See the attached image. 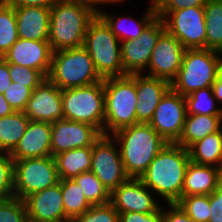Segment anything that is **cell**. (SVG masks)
Wrapping results in <instances>:
<instances>
[{
  "label": "cell",
  "instance_id": "obj_41",
  "mask_svg": "<svg viewBox=\"0 0 222 222\" xmlns=\"http://www.w3.org/2000/svg\"><path fill=\"white\" fill-rule=\"evenodd\" d=\"M162 207V222H195L189 217L178 203H166Z\"/></svg>",
  "mask_w": 222,
  "mask_h": 222
},
{
  "label": "cell",
  "instance_id": "obj_2",
  "mask_svg": "<svg viewBox=\"0 0 222 222\" xmlns=\"http://www.w3.org/2000/svg\"><path fill=\"white\" fill-rule=\"evenodd\" d=\"M119 146L125 172L140 179L149 164L168 143L149 124L138 123L111 135Z\"/></svg>",
  "mask_w": 222,
  "mask_h": 222
},
{
  "label": "cell",
  "instance_id": "obj_35",
  "mask_svg": "<svg viewBox=\"0 0 222 222\" xmlns=\"http://www.w3.org/2000/svg\"><path fill=\"white\" fill-rule=\"evenodd\" d=\"M70 222H119V212L110 202L92 205L86 212L74 217Z\"/></svg>",
  "mask_w": 222,
  "mask_h": 222
},
{
  "label": "cell",
  "instance_id": "obj_23",
  "mask_svg": "<svg viewBox=\"0 0 222 222\" xmlns=\"http://www.w3.org/2000/svg\"><path fill=\"white\" fill-rule=\"evenodd\" d=\"M221 179V168L198 165L190 161L185 173L182 196L210 195L216 190Z\"/></svg>",
  "mask_w": 222,
  "mask_h": 222
},
{
  "label": "cell",
  "instance_id": "obj_31",
  "mask_svg": "<svg viewBox=\"0 0 222 222\" xmlns=\"http://www.w3.org/2000/svg\"><path fill=\"white\" fill-rule=\"evenodd\" d=\"M19 39L15 9L5 0H0V57Z\"/></svg>",
  "mask_w": 222,
  "mask_h": 222
},
{
  "label": "cell",
  "instance_id": "obj_13",
  "mask_svg": "<svg viewBox=\"0 0 222 222\" xmlns=\"http://www.w3.org/2000/svg\"><path fill=\"white\" fill-rule=\"evenodd\" d=\"M187 115L186 100L170 88L154 111L149 125L168 143H176L182 135Z\"/></svg>",
  "mask_w": 222,
  "mask_h": 222
},
{
  "label": "cell",
  "instance_id": "obj_32",
  "mask_svg": "<svg viewBox=\"0 0 222 222\" xmlns=\"http://www.w3.org/2000/svg\"><path fill=\"white\" fill-rule=\"evenodd\" d=\"M187 114L222 115V106H216L212 87H205L185 96Z\"/></svg>",
  "mask_w": 222,
  "mask_h": 222
},
{
  "label": "cell",
  "instance_id": "obj_48",
  "mask_svg": "<svg viewBox=\"0 0 222 222\" xmlns=\"http://www.w3.org/2000/svg\"><path fill=\"white\" fill-rule=\"evenodd\" d=\"M14 110L9 105L8 101L0 94V117L11 115Z\"/></svg>",
  "mask_w": 222,
  "mask_h": 222
},
{
  "label": "cell",
  "instance_id": "obj_11",
  "mask_svg": "<svg viewBox=\"0 0 222 222\" xmlns=\"http://www.w3.org/2000/svg\"><path fill=\"white\" fill-rule=\"evenodd\" d=\"M165 31L162 18L155 17L137 39L121 42L122 67L126 75L143 74L147 70L153 48Z\"/></svg>",
  "mask_w": 222,
  "mask_h": 222
},
{
  "label": "cell",
  "instance_id": "obj_15",
  "mask_svg": "<svg viewBox=\"0 0 222 222\" xmlns=\"http://www.w3.org/2000/svg\"><path fill=\"white\" fill-rule=\"evenodd\" d=\"M102 133L94 126L77 121L60 119L51 123V154L92 146Z\"/></svg>",
  "mask_w": 222,
  "mask_h": 222
},
{
  "label": "cell",
  "instance_id": "obj_42",
  "mask_svg": "<svg viewBox=\"0 0 222 222\" xmlns=\"http://www.w3.org/2000/svg\"><path fill=\"white\" fill-rule=\"evenodd\" d=\"M119 222H162V206L149 214L139 212L119 213Z\"/></svg>",
  "mask_w": 222,
  "mask_h": 222
},
{
  "label": "cell",
  "instance_id": "obj_36",
  "mask_svg": "<svg viewBox=\"0 0 222 222\" xmlns=\"http://www.w3.org/2000/svg\"><path fill=\"white\" fill-rule=\"evenodd\" d=\"M14 161L10 153L0 152V200L14 197Z\"/></svg>",
  "mask_w": 222,
  "mask_h": 222
},
{
  "label": "cell",
  "instance_id": "obj_14",
  "mask_svg": "<svg viewBox=\"0 0 222 222\" xmlns=\"http://www.w3.org/2000/svg\"><path fill=\"white\" fill-rule=\"evenodd\" d=\"M185 50L176 37L165 31L153 48L151 60L144 74L171 83L181 68Z\"/></svg>",
  "mask_w": 222,
  "mask_h": 222
},
{
  "label": "cell",
  "instance_id": "obj_4",
  "mask_svg": "<svg viewBox=\"0 0 222 222\" xmlns=\"http://www.w3.org/2000/svg\"><path fill=\"white\" fill-rule=\"evenodd\" d=\"M105 121L103 135L137 124L136 74L104 79Z\"/></svg>",
  "mask_w": 222,
  "mask_h": 222
},
{
  "label": "cell",
  "instance_id": "obj_47",
  "mask_svg": "<svg viewBox=\"0 0 222 222\" xmlns=\"http://www.w3.org/2000/svg\"><path fill=\"white\" fill-rule=\"evenodd\" d=\"M213 94L216 100L222 104V65L219 69V73L215 83L212 85Z\"/></svg>",
  "mask_w": 222,
  "mask_h": 222
},
{
  "label": "cell",
  "instance_id": "obj_18",
  "mask_svg": "<svg viewBox=\"0 0 222 222\" xmlns=\"http://www.w3.org/2000/svg\"><path fill=\"white\" fill-rule=\"evenodd\" d=\"M24 202L29 222H70L65 215L61 179L55 186L30 194Z\"/></svg>",
  "mask_w": 222,
  "mask_h": 222
},
{
  "label": "cell",
  "instance_id": "obj_8",
  "mask_svg": "<svg viewBox=\"0 0 222 222\" xmlns=\"http://www.w3.org/2000/svg\"><path fill=\"white\" fill-rule=\"evenodd\" d=\"M64 119L96 127L103 134L105 121L104 79L92 85L62 90Z\"/></svg>",
  "mask_w": 222,
  "mask_h": 222
},
{
  "label": "cell",
  "instance_id": "obj_45",
  "mask_svg": "<svg viewBox=\"0 0 222 222\" xmlns=\"http://www.w3.org/2000/svg\"><path fill=\"white\" fill-rule=\"evenodd\" d=\"M13 7L39 6L51 8L58 0H5Z\"/></svg>",
  "mask_w": 222,
  "mask_h": 222
},
{
  "label": "cell",
  "instance_id": "obj_46",
  "mask_svg": "<svg viewBox=\"0 0 222 222\" xmlns=\"http://www.w3.org/2000/svg\"><path fill=\"white\" fill-rule=\"evenodd\" d=\"M11 83L12 79L9 74V63L0 57V94H4Z\"/></svg>",
  "mask_w": 222,
  "mask_h": 222
},
{
  "label": "cell",
  "instance_id": "obj_43",
  "mask_svg": "<svg viewBox=\"0 0 222 222\" xmlns=\"http://www.w3.org/2000/svg\"><path fill=\"white\" fill-rule=\"evenodd\" d=\"M209 198L211 211L209 222H222V179Z\"/></svg>",
  "mask_w": 222,
  "mask_h": 222
},
{
  "label": "cell",
  "instance_id": "obj_29",
  "mask_svg": "<svg viewBox=\"0 0 222 222\" xmlns=\"http://www.w3.org/2000/svg\"><path fill=\"white\" fill-rule=\"evenodd\" d=\"M204 17L206 49L222 53V0H207Z\"/></svg>",
  "mask_w": 222,
  "mask_h": 222
},
{
  "label": "cell",
  "instance_id": "obj_10",
  "mask_svg": "<svg viewBox=\"0 0 222 222\" xmlns=\"http://www.w3.org/2000/svg\"><path fill=\"white\" fill-rule=\"evenodd\" d=\"M91 172L111 193L120 184L126 182L127 176L117 142L111 135H101L92 145Z\"/></svg>",
  "mask_w": 222,
  "mask_h": 222
},
{
  "label": "cell",
  "instance_id": "obj_30",
  "mask_svg": "<svg viewBox=\"0 0 222 222\" xmlns=\"http://www.w3.org/2000/svg\"><path fill=\"white\" fill-rule=\"evenodd\" d=\"M61 191L65 215L70 221L92 206L74 179H61Z\"/></svg>",
  "mask_w": 222,
  "mask_h": 222
},
{
  "label": "cell",
  "instance_id": "obj_44",
  "mask_svg": "<svg viewBox=\"0 0 222 222\" xmlns=\"http://www.w3.org/2000/svg\"><path fill=\"white\" fill-rule=\"evenodd\" d=\"M68 2L76 3L79 5H83L89 9H91L94 13L97 15L104 10L103 8L101 9V5H114V4H124L125 0H65ZM100 6V7H99Z\"/></svg>",
  "mask_w": 222,
  "mask_h": 222
},
{
  "label": "cell",
  "instance_id": "obj_33",
  "mask_svg": "<svg viewBox=\"0 0 222 222\" xmlns=\"http://www.w3.org/2000/svg\"><path fill=\"white\" fill-rule=\"evenodd\" d=\"M73 179L81 187L85 198L91 205L110 202V192L93 172H83Z\"/></svg>",
  "mask_w": 222,
  "mask_h": 222
},
{
  "label": "cell",
  "instance_id": "obj_24",
  "mask_svg": "<svg viewBox=\"0 0 222 222\" xmlns=\"http://www.w3.org/2000/svg\"><path fill=\"white\" fill-rule=\"evenodd\" d=\"M149 5L140 20L134 19L131 15L126 17V14L116 17V15L103 10L98 16L106 23L120 42L135 40L141 35L144 28L156 17L153 2L151 1Z\"/></svg>",
  "mask_w": 222,
  "mask_h": 222
},
{
  "label": "cell",
  "instance_id": "obj_20",
  "mask_svg": "<svg viewBox=\"0 0 222 222\" xmlns=\"http://www.w3.org/2000/svg\"><path fill=\"white\" fill-rule=\"evenodd\" d=\"M170 88L171 83L167 80L136 74L137 124H149L156 107Z\"/></svg>",
  "mask_w": 222,
  "mask_h": 222
},
{
  "label": "cell",
  "instance_id": "obj_19",
  "mask_svg": "<svg viewBox=\"0 0 222 222\" xmlns=\"http://www.w3.org/2000/svg\"><path fill=\"white\" fill-rule=\"evenodd\" d=\"M52 53L49 41L19 38L2 58L8 63L38 70L47 78Z\"/></svg>",
  "mask_w": 222,
  "mask_h": 222
},
{
  "label": "cell",
  "instance_id": "obj_16",
  "mask_svg": "<svg viewBox=\"0 0 222 222\" xmlns=\"http://www.w3.org/2000/svg\"><path fill=\"white\" fill-rule=\"evenodd\" d=\"M154 194L140 179L129 178L110 193V203L119 213L149 214L161 206Z\"/></svg>",
  "mask_w": 222,
  "mask_h": 222
},
{
  "label": "cell",
  "instance_id": "obj_28",
  "mask_svg": "<svg viewBox=\"0 0 222 222\" xmlns=\"http://www.w3.org/2000/svg\"><path fill=\"white\" fill-rule=\"evenodd\" d=\"M30 119L24 112L0 117V152L11 153L24 135Z\"/></svg>",
  "mask_w": 222,
  "mask_h": 222
},
{
  "label": "cell",
  "instance_id": "obj_5",
  "mask_svg": "<svg viewBox=\"0 0 222 222\" xmlns=\"http://www.w3.org/2000/svg\"><path fill=\"white\" fill-rule=\"evenodd\" d=\"M47 79L61 90L84 87L103 81L88 51L83 46L53 51Z\"/></svg>",
  "mask_w": 222,
  "mask_h": 222
},
{
  "label": "cell",
  "instance_id": "obj_34",
  "mask_svg": "<svg viewBox=\"0 0 222 222\" xmlns=\"http://www.w3.org/2000/svg\"><path fill=\"white\" fill-rule=\"evenodd\" d=\"M177 203L195 222H209L211 212L209 195L182 196Z\"/></svg>",
  "mask_w": 222,
  "mask_h": 222
},
{
  "label": "cell",
  "instance_id": "obj_3",
  "mask_svg": "<svg viewBox=\"0 0 222 222\" xmlns=\"http://www.w3.org/2000/svg\"><path fill=\"white\" fill-rule=\"evenodd\" d=\"M96 16L83 5L58 0L50 8L49 43L52 51L82 47L88 26Z\"/></svg>",
  "mask_w": 222,
  "mask_h": 222
},
{
  "label": "cell",
  "instance_id": "obj_22",
  "mask_svg": "<svg viewBox=\"0 0 222 222\" xmlns=\"http://www.w3.org/2000/svg\"><path fill=\"white\" fill-rule=\"evenodd\" d=\"M14 9L19 38L49 41L50 8L27 6Z\"/></svg>",
  "mask_w": 222,
  "mask_h": 222
},
{
  "label": "cell",
  "instance_id": "obj_40",
  "mask_svg": "<svg viewBox=\"0 0 222 222\" xmlns=\"http://www.w3.org/2000/svg\"><path fill=\"white\" fill-rule=\"evenodd\" d=\"M153 2L156 17L164 18L169 12L187 7L204 6L207 0H150Z\"/></svg>",
  "mask_w": 222,
  "mask_h": 222
},
{
  "label": "cell",
  "instance_id": "obj_1",
  "mask_svg": "<svg viewBox=\"0 0 222 222\" xmlns=\"http://www.w3.org/2000/svg\"><path fill=\"white\" fill-rule=\"evenodd\" d=\"M190 161L188 149L176 143H167L140 180L166 203H177L182 197L185 173Z\"/></svg>",
  "mask_w": 222,
  "mask_h": 222
},
{
  "label": "cell",
  "instance_id": "obj_17",
  "mask_svg": "<svg viewBox=\"0 0 222 222\" xmlns=\"http://www.w3.org/2000/svg\"><path fill=\"white\" fill-rule=\"evenodd\" d=\"M24 113L30 121L54 123L64 119L62 90L46 78L33 90Z\"/></svg>",
  "mask_w": 222,
  "mask_h": 222
},
{
  "label": "cell",
  "instance_id": "obj_9",
  "mask_svg": "<svg viewBox=\"0 0 222 222\" xmlns=\"http://www.w3.org/2000/svg\"><path fill=\"white\" fill-rule=\"evenodd\" d=\"M14 197L24 200L30 194L59 183L53 156L14 161Z\"/></svg>",
  "mask_w": 222,
  "mask_h": 222
},
{
  "label": "cell",
  "instance_id": "obj_25",
  "mask_svg": "<svg viewBox=\"0 0 222 222\" xmlns=\"http://www.w3.org/2000/svg\"><path fill=\"white\" fill-rule=\"evenodd\" d=\"M221 128L222 115L187 114L182 135L176 144L189 149L197 141Z\"/></svg>",
  "mask_w": 222,
  "mask_h": 222
},
{
  "label": "cell",
  "instance_id": "obj_26",
  "mask_svg": "<svg viewBox=\"0 0 222 222\" xmlns=\"http://www.w3.org/2000/svg\"><path fill=\"white\" fill-rule=\"evenodd\" d=\"M59 179H73L83 172H90L92 146L64 151L54 156Z\"/></svg>",
  "mask_w": 222,
  "mask_h": 222
},
{
  "label": "cell",
  "instance_id": "obj_7",
  "mask_svg": "<svg viewBox=\"0 0 222 222\" xmlns=\"http://www.w3.org/2000/svg\"><path fill=\"white\" fill-rule=\"evenodd\" d=\"M120 46L119 39L97 15L88 26L83 47L88 51L102 79L126 75L122 67Z\"/></svg>",
  "mask_w": 222,
  "mask_h": 222
},
{
  "label": "cell",
  "instance_id": "obj_37",
  "mask_svg": "<svg viewBox=\"0 0 222 222\" xmlns=\"http://www.w3.org/2000/svg\"><path fill=\"white\" fill-rule=\"evenodd\" d=\"M0 222H29L24 200L16 197L0 200Z\"/></svg>",
  "mask_w": 222,
  "mask_h": 222
},
{
  "label": "cell",
  "instance_id": "obj_38",
  "mask_svg": "<svg viewBox=\"0 0 222 222\" xmlns=\"http://www.w3.org/2000/svg\"><path fill=\"white\" fill-rule=\"evenodd\" d=\"M9 74L12 82L25 85L32 90L46 79V77L38 70L11 63H9Z\"/></svg>",
  "mask_w": 222,
  "mask_h": 222
},
{
  "label": "cell",
  "instance_id": "obj_12",
  "mask_svg": "<svg viewBox=\"0 0 222 222\" xmlns=\"http://www.w3.org/2000/svg\"><path fill=\"white\" fill-rule=\"evenodd\" d=\"M162 20L185 49L206 48L204 6L171 11Z\"/></svg>",
  "mask_w": 222,
  "mask_h": 222
},
{
  "label": "cell",
  "instance_id": "obj_6",
  "mask_svg": "<svg viewBox=\"0 0 222 222\" xmlns=\"http://www.w3.org/2000/svg\"><path fill=\"white\" fill-rule=\"evenodd\" d=\"M221 65L222 53L206 48L186 49L171 88L185 97L199 89L212 87Z\"/></svg>",
  "mask_w": 222,
  "mask_h": 222
},
{
  "label": "cell",
  "instance_id": "obj_39",
  "mask_svg": "<svg viewBox=\"0 0 222 222\" xmlns=\"http://www.w3.org/2000/svg\"><path fill=\"white\" fill-rule=\"evenodd\" d=\"M32 92L31 88L12 82L3 95L15 112H24Z\"/></svg>",
  "mask_w": 222,
  "mask_h": 222
},
{
  "label": "cell",
  "instance_id": "obj_27",
  "mask_svg": "<svg viewBox=\"0 0 222 222\" xmlns=\"http://www.w3.org/2000/svg\"><path fill=\"white\" fill-rule=\"evenodd\" d=\"M188 150L191 162L222 169V128L197 141Z\"/></svg>",
  "mask_w": 222,
  "mask_h": 222
},
{
  "label": "cell",
  "instance_id": "obj_21",
  "mask_svg": "<svg viewBox=\"0 0 222 222\" xmlns=\"http://www.w3.org/2000/svg\"><path fill=\"white\" fill-rule=\"evenodd\" d=\"M10 156L13 161L52 156L51 123L30 121Z\"/></svg>",
  "mask_w": 222,
  "mask_h": 222
}]
</instances>
